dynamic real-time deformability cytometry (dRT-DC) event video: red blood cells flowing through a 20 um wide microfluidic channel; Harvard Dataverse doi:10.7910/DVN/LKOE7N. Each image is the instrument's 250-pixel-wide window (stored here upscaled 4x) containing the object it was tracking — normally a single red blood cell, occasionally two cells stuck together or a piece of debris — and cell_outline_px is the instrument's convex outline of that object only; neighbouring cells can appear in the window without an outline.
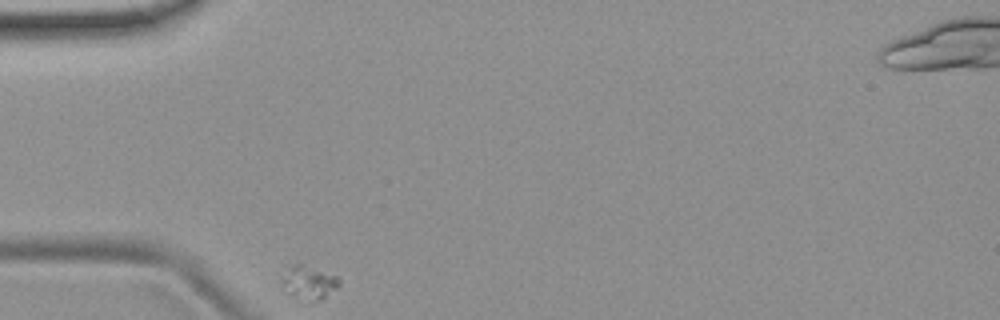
{"species": "common noctule bat (a hibernating species)", "species_latin": "Nyctalus noctula", "temperature_condition": "room temperature", "stored_images_in_passage": 36, "camera_frame_rate_fps": 3000, "um_per_image_px": 0.085, "animal": {"sex": "female", "body_mass_g": 19.9}, "frame": {"image": 1, "passage_image": 1, "time_ms": 0.0, "image_size_px": [1000, 320], "cell_outline_px": [[340, 284], [336, 288], [320, 300], [316, 300], [292, 296], [284, 292], [284, 280], [292, 264], [300, 264], [336, 276], [340, 280]], "centroid_in_image_um": [26.29, 24.03], "position_along_channel_um": 58.7, "area_um2": 10.35}}